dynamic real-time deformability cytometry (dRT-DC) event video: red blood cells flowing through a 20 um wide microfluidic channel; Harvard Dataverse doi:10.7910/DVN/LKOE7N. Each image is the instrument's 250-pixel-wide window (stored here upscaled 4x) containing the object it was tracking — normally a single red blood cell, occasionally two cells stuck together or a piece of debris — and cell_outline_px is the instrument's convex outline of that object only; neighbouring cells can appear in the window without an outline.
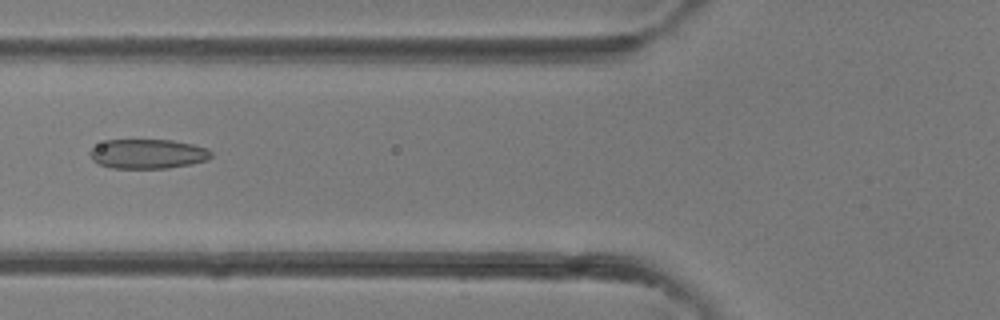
{"species": "common noctule bat (a hibernating species)", "species_latin": "Nyctalus noctula", "temperature_condition": "room temperature", "stored_images_in_passage": 36, "camera_frame_rate_fps": 3000, "um_per_image_px": 0.085, "animal": {"sex": "female"}, "frame": {"image": 1, "passage_image": 12, "time_ms": 3.667, "image_size_px": [1000, 320], "cell_outline_px": [[212, 156], [208, 160], [192, 164], [168, 168], [112, 168], [100, 164], [92, 160], [88, 152], [92, 148], [108, 140], [172, 140], [192, 144], [208, 148], [212, 152]], "centroid_in_image_um": [12.6, 13.08], "position_along_channel_um": 113.2, "area_um2": 20.87}}
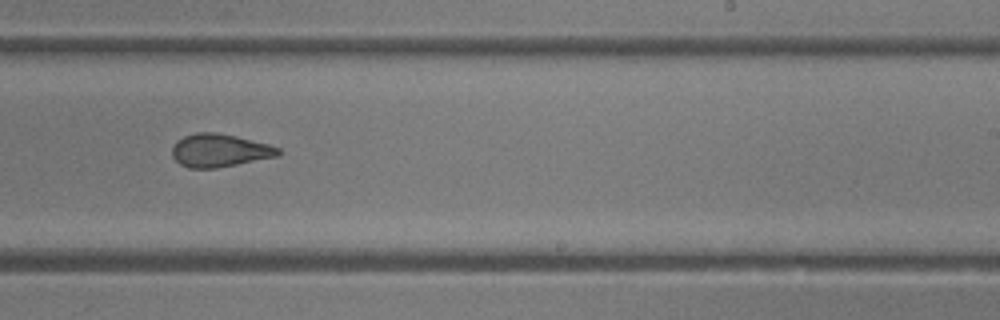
{"frame": {"image": 2, "passage_image": 21, "time_ms": 6.667, "image_size_px": [1000, 320], "cell_outline_px": [[280, 152], [276, 156], [216, 168], [188, 168], [180, 164], [172, 156], [172, 144], [176, 140], [184, 136], [196, 132], [216, 132], [236, 136], [268, 144], [280, 148]], "centroid_in_image_um": [18.6, 12.78], "position_along_channel_um": 270.4, "area_um2": 20.35}}
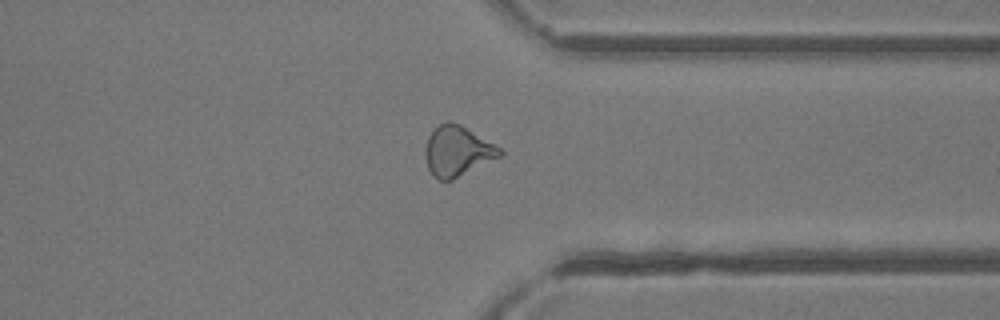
{"frame": {"image": 3, "passage_image": 27, "time_ms": 8.667, "image_size_px": [1000, 320], "cell_outline_px": [[504, 152], [500, 156], [452, 180], [440, 180], [428, 168], [424, 152], [424, 148], [428, 136], [440, 124], [448, 120], [460, 124], [500, 148]], "centroid_in_image_um": [38.85, 12.83], "position_along_channel_um": 372.5, "area_um2": 21.39}}